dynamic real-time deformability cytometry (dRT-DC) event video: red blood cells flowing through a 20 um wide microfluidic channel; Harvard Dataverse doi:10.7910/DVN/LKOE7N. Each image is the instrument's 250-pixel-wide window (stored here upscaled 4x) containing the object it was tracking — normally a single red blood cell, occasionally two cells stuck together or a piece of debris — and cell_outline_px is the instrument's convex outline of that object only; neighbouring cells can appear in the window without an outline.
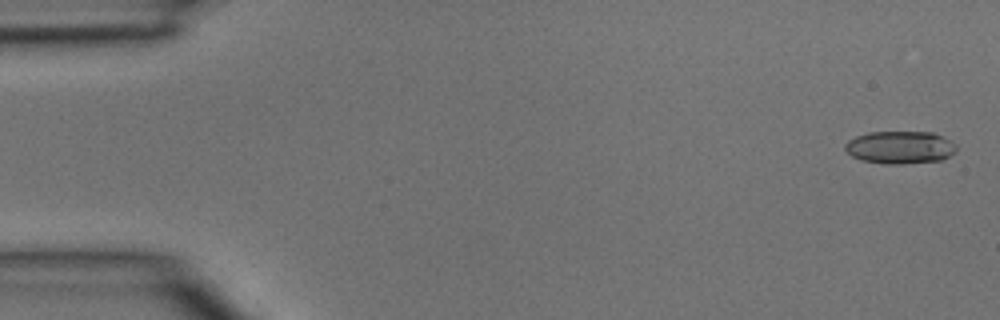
{"species": "common noctule bat (a hibernating species)", "species_latin": "Nyctalus noctula", "temperature_condition": "room temperature", "stored_images_in_passage": 3, "camera_frame_rate_fps": 3000, "um_per_image_px": 0.085, "animal": {"sex": "male", "body_mass_g": 15.6}, "frame": {"image": 1, "passage_image": 1, "time_ms": 0.0, "image_size_px": [1000, 320], "cell_outline_px": [[956, 152], [940, 160], [904, 164], [888, 164], [860, 160], [852, 156], [844, 148], [844, 144], [848, 140], [856, 136], [868, 132], [932, 132], [956, 144]], "centroid_in_image_um": [76.47, 12.53], "position_along_channel_um": 8.5, "area_um2": 21.15}}